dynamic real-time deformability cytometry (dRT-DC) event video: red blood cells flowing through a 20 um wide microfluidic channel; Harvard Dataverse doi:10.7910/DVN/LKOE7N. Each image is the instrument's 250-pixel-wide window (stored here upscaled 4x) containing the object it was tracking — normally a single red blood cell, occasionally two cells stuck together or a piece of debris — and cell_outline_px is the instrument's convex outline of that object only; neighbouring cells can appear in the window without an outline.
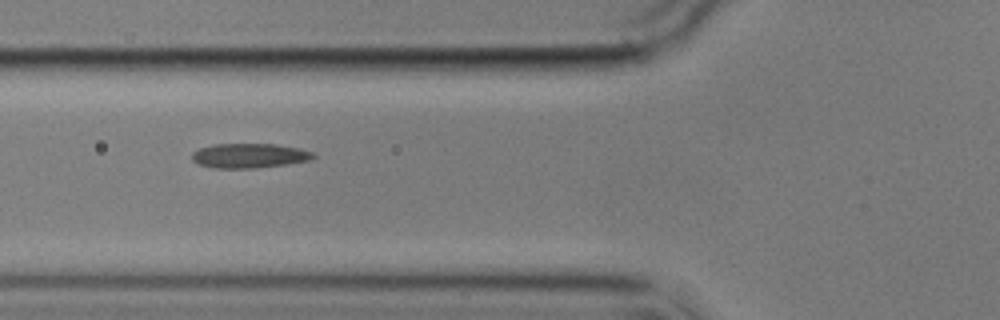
{"species": "common noctule bat (a hibernating species)", "species_latin": "Nyctalus noctula", "temperature_condition": "cold", "stored_images_in_passage": 4, "camera_frame_rate_fps": 3000, "um_per_image_px": 0.085, "animal": {"sex": "male", "body_mass_g": 17.9}, "frame": {"image": 1, "passage_image": 3, "time_ms": 2.333, "image_size_px": [1000, 320], "cell_outline_px": [[316, 156], [312, 160], [288, 164], [256, 168], [212, 168], [196, 164], [192, 160], [192, 152], [200, 148], [216, 144], [276, 144], [300, 148], [312, 152]], "centroid_in_image_um": [21.2, 13.24], "position_along_channel_um": 104.6, "area_um2": 17.57}}
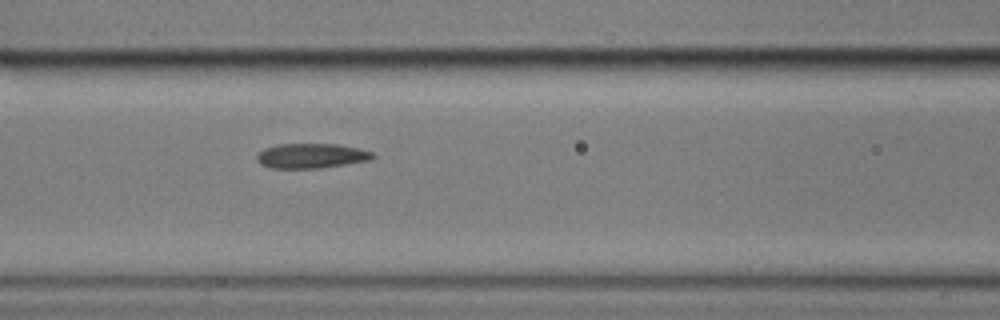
{"frame": {"image": 2, "passage_image": 4, "time_ms": 3.333, "image_size_px": [1000, 320], "cell_outline_px": [[376, 156], [372, 160], [320, 168], [268, 168], [260, 164], [256, 160], [256, 156], [264, 148], [280, 144], [336, 144], [360, 148], [372, 152]], "centroid_in_image_um": [26.47, 13.25], "position_along_channel_um": 140.1, "area_um2": 16.88}}